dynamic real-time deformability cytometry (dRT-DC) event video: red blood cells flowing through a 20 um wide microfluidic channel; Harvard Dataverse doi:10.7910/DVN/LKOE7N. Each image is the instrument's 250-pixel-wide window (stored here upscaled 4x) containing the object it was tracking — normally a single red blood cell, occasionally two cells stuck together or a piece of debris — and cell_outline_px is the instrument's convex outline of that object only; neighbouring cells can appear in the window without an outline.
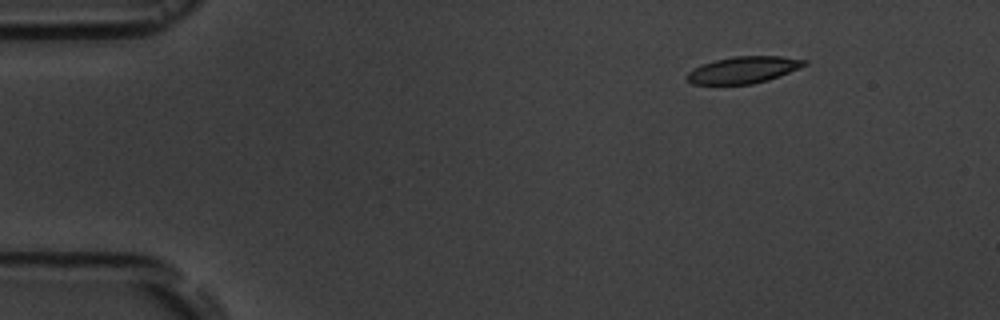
{"species": "common noctule bat (a hibernating species)", "species_latin": "Nyctalus noctula", "temperature_condition": "room temperature", "stored_images_in_passage": 14, "camera_frame_rate_fps": 3000, "um_per_image_px": 0.085, "animal": {"sex": "male", "body_mass_g": 19.5, "forearm_length_mm": 54.6}, "frame": {"image": 1, "passage_image": 1, "time_ms": 0.0, "image_size_px": [1000, 320], "cell_outline_px": [[808, 64], [780, 76], [768, 80], [752, 84], [692, 84], [684, 76], [692, 68], [716, 60], [732, 56], [780, 56], [808, 60]], "centroid_in_image_um": [63.19, 5.94], "position_along_channel_um": 21.8, "area_um2": 18.32}}
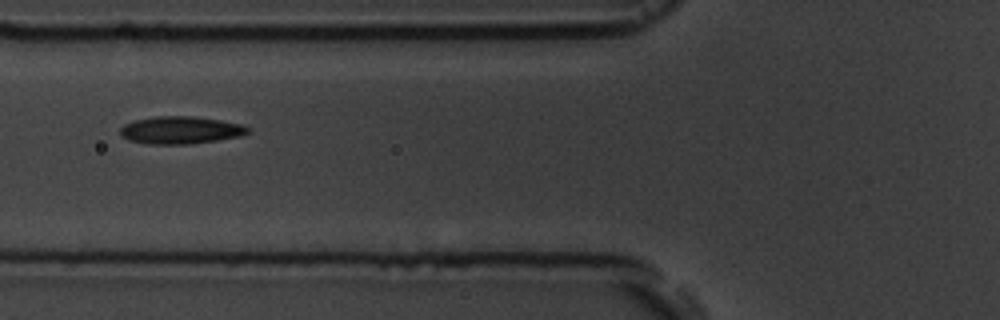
{"frame": {"image": 2, "passage_image": 5, "time_ms": 4.667, "image_size_px": [1000, 320], "cell_outline_px": [[252, 132], [240, 136], [216, 140], [188, 144], [148, 144], [128, 140], [120, 136], [120, 128], [124, 124], [136, 120], [156, 116], [192, 116], [220, 120], [244, 124], [252, 128]], "centroid_in_image_um": [15.38, 11.06], "position_along_channel_um": 110.4, "area_um2": 20.63}}
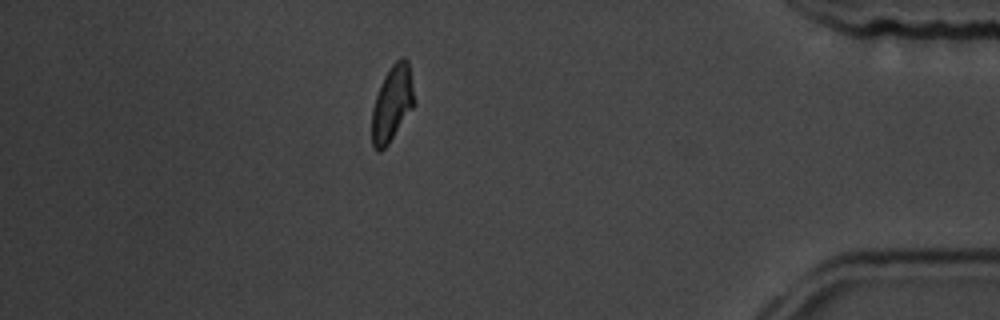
{"frame": {"image": 3, "passage_image": 13, "time_ms": 13.667, "image_size_px": [1000, 320], "cell_outline_px": [[416, 104], [388, 144], [380, 152], [376, 152], [372, 148], [372, 108], [380, 84], [384, 76], [392, 64], [400, 56], [404, 56], [408, 60], [416, 100]], "centroid_in_image_um": [33.35, 8.79], "position_along_channel_um": 401.9, "area_um2": 19.07}, "authors_computed_cell_mechanics": {"area_um2": 19.5942, "velocity_mm_per_s": 3.705, "shape_relaxation_time_tau1_ms": 5.2209, "shape_relaxation_time_tau2_ms": 4.0806, "deformation_change_tau1": 0.148, "deformation_change_tau2": 0.1237}}